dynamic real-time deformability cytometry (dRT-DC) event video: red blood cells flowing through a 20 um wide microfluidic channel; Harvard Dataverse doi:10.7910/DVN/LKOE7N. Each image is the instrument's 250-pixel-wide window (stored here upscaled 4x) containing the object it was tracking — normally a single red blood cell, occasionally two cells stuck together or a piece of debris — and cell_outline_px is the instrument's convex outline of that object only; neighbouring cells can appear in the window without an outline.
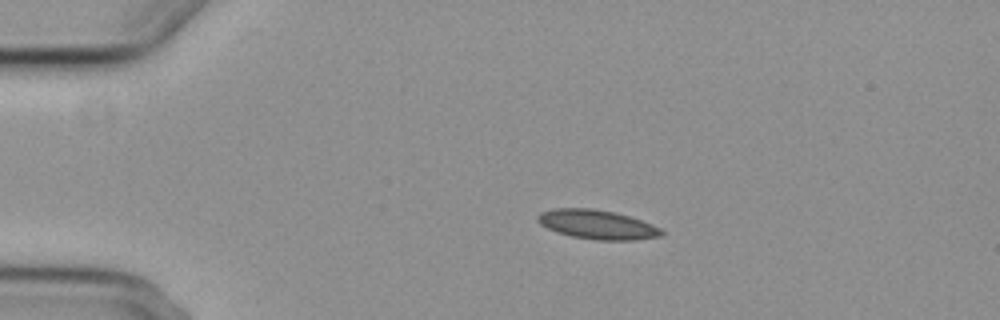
{"species": "common noctule bat (a hibernating species)", "species_latin": "Nyctalus noctula", "temperature_condition": "cold", "stored_images_in_passage": 3, "camera_frame_rate_fps": 3000, "um_per_image_px": 0.085, "animal": {"sex": "female", "body_mass_g": 29.2, "forearm_length_mm": 56.3}, "frame": {"image": 1, "passage_image": 1, "time_ms": 0.0, "image_size_px": [1000, 320], "cell_outline_px": [[664, 232], [660, 236], [636, 240], [596, 240], [572, 236], [556, 232], [540, 224], [536, 220], [536, 216], [540, 212], [552, 208], [592, 208], [616, 212], [652, 224], [660, 228]], "centroid_in_image_um": [50.72, 19.08], "position_along_channel_um": 34.3, "area_um2": 21.15}}
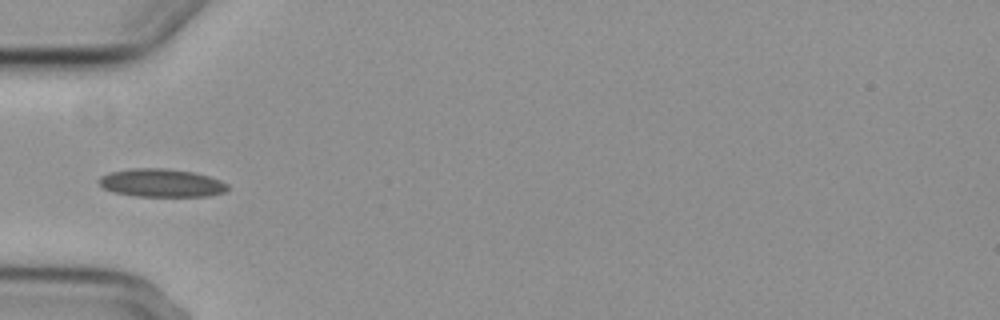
{"frame": {"image": 2, "passage_image": 3, "time_ms": 2.333, "image_size_px": [1000, 320], "cell_outline_px": [[228, 188], [224, 192], [208, 196], [136, 196], [112, 192], [104, 188], [96, 180], [100, 176], [112, 172], [132, 168], [168, 168], [192, 172], [208, 176], [220, 180], [228, 184]], "centroid_in_image_um": [13.7, 15.55], "position_along_channel_um": 71.3, "area_um2": 21.1}}